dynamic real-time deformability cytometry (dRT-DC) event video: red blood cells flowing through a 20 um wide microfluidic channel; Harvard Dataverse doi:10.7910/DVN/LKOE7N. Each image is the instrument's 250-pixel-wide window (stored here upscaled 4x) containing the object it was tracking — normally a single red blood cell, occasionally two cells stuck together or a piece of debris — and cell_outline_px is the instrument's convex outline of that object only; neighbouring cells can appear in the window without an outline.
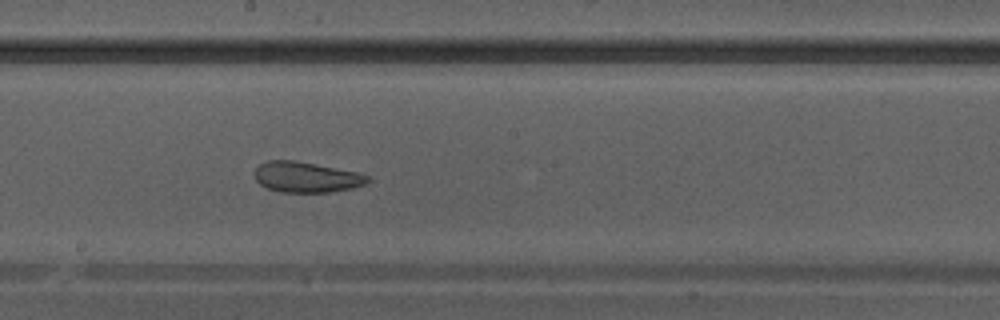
{"species": "Egyptian fruit bat (a non-hibernating species)", "species_latin": "Rousettus aegyptiacus", "temperature_condition": "warm", "stored_images_in_passage": 35, "camera_frame_rate_fps": 3000, "um_per_image_px": 0.085, "animal": {"sex": "male"}, "frame": {"image": 1, "passage_image": 16, "time_ms": 5.0, "image_size_px": [1000, 320], "cell_outline_px": [[368, 184], [352, 188], [328, 192], [280, 192], [268, 188], [260, 184], [256, 180], [252, 172], [260, 164], [268, 160], [292, 160], [316, 164], [360, 172], [368, 176]], "centroid_in_image_um": [26.03, 15.05], "position_along_channel_um": 222.2, "area_um2": 20.23}}
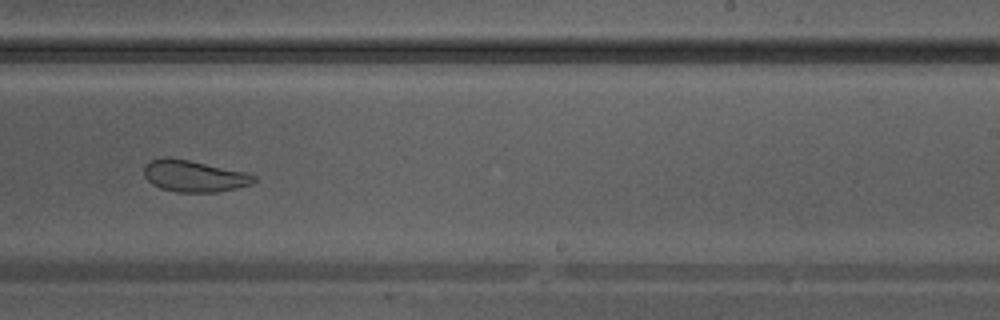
{"frame": {"image": 2, "passage_image": 19, "time_ms": 6.0, "image_size_px": [1000, 320], "cell_outline_px": [[256, 180], [252, 184], [236, 188], [216, 192], [176, 192], [160, 188], [152, 184], [144, 176], [144, 164], [152, 160], [168, 156], [248, 172], [256, 176]], "centroid_in_image_um": [16.5, 14.96], "position_along_channel_um": 272.5, "area_um2": 20.35}}